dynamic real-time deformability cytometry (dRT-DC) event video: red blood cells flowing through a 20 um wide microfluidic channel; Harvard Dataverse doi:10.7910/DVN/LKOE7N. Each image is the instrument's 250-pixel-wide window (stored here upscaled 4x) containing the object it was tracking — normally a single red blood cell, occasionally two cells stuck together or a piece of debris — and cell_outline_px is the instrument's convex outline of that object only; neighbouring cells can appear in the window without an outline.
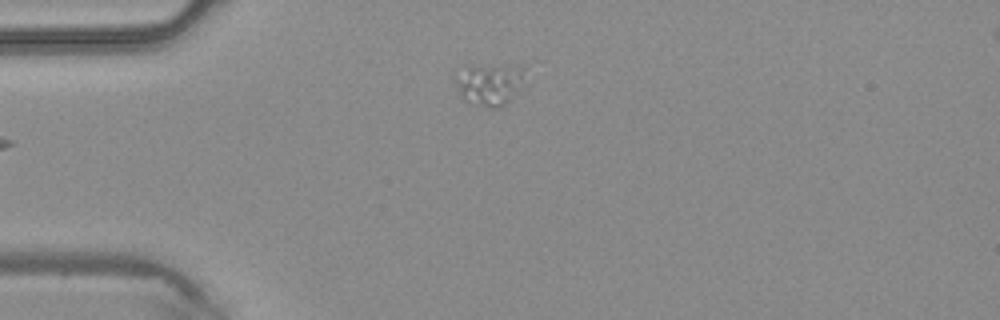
{"species": "common noctule bat (a hibernating species)", "species_latin": "Nyctalus noctula", "temperature_condition": "warm", "stored_images_in_passage": 30, "camera_frame_rate_fps": 3000, "um_per_image_px": 0.085, "animal": {"sex": "male", "body_mass_g": 20.4}, "frame": {"image": 1, "passage_image": 1, "time_ms": 0.0, "image_size_px": [1000, 320], "cell_outline_px": [[528, 64], [524, 88], [508, 100], [496, 108], [492, 108], [464, 100], [452, 76], [452, 72], [464, 64]], "centroid_in_image_um": [41.65, 7.02], "position_along_channel_um": 43.3, "area_um2": 18.38}}
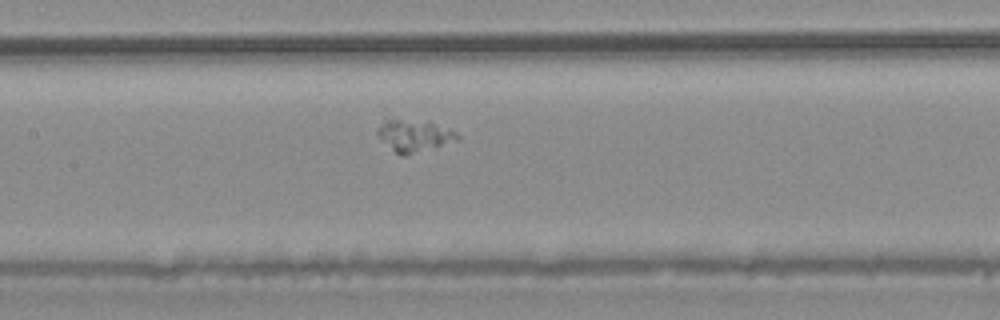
{"frame": {"image": 2, "passage_image": 11, "time_ms": 3.333, "image_size_px": [1000, 320], "cell_outline_px": [[460, 136], [436, 148], [404, 156], [400, 156], [376, 132], [376, 128], [384, 108], [428, 120], [448, 128], [456, 132]], "centroid_in_image_um": [35.01, 11.3], "position_along_channel_um": 172.4, "area_um2": 16.88}}
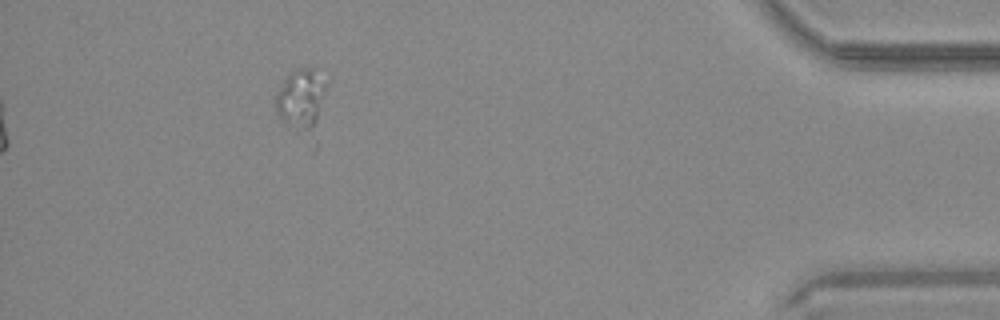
{"frame": {"image": 3, "passage_image": 30, "time_ms": 9.667, "image_size_px": [1000, 320], "cell_outline_px": [[328, 80], [316, 124], [308, 132], [296, 132], [276, 112], [276, 92], [288, 72], [296, 68], [312, 68]], "centroid_in_image_um": [25.59, 8.36], "position_along_channel_um": 409.6, "area_um2": 17.74}}